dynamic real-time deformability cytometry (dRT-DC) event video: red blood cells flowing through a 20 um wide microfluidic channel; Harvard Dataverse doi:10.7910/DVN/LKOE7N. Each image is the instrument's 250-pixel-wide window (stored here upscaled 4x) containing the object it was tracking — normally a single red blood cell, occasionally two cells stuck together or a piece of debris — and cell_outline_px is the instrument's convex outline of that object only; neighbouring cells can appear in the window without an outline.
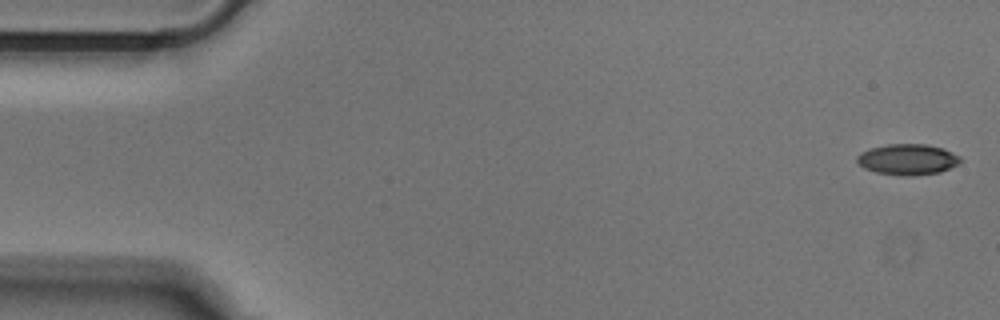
{"species": "Egyptian fruit bat (a non-hibernating species)", "species_latin": "Rousettus aegyptiacus", "temperature_condition": "cold", "stored_images_in_passage": 51, "camera_frame_rate_fps": 3000, "um_per_image_px": 0.085, "animal": {"sex": "male"}, "frame": {"image": 1, "passage_image": 1, "time_ms": 0.0, "image_size_px": [1000, 320], "cell_outline_px": [[960, 160], [956, 164], [940, 172], [908, 176], [876, 172], [864, 168], [856, 160], [856, 156], [860, 152], [868, 148], [888, 144], [928, 144], [944, 148], [960, 156]], "centroid_in_image_um": [77.11, 13.53], "position_along_channel_um": 7.9, "area_um2": 18.5}}
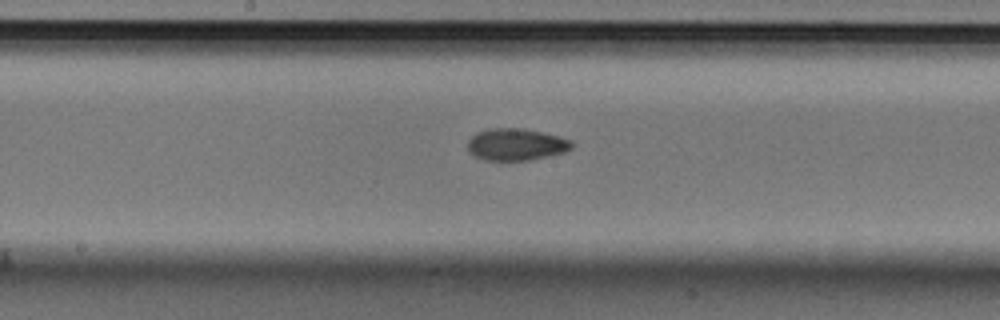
{"frame": {"image": 2, "passage_image": 26, "time_ms": 8.333, "image_size_px": [1000, 320], "cell_outline_px": [[576, 144], [572, 148], [564, 152], [548, 156], [528, 160], [484, 160], [468, 152], [468, 140], [476, 132], [488, 128], [520, 128], [560, 136], [572, 140]], "centroid_in_image_um": [43.88, 12.27], "position_along_channel_um": 204.3, "area_um2": 19.48}}
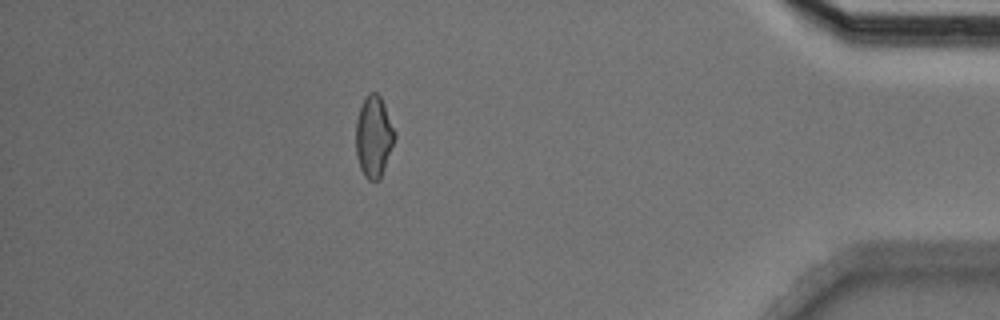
{"frame": {"image": 3, "passage_image": 45, "time_ms": 14.667, "image_size_px": [1000, 320], "cell_outline_px": [[396, 136], [380, 180], [368, 180], [364, 176], [360, 168], [356, 152], [356, 120], [360, 108], [368, 92], [376, 92], [380, 96], [384, 104], [396, 132]], "centroid_in_image_um": [31.77, 11.61], "position_along_channel_um": 403.4, "area_um2": 18.38}}